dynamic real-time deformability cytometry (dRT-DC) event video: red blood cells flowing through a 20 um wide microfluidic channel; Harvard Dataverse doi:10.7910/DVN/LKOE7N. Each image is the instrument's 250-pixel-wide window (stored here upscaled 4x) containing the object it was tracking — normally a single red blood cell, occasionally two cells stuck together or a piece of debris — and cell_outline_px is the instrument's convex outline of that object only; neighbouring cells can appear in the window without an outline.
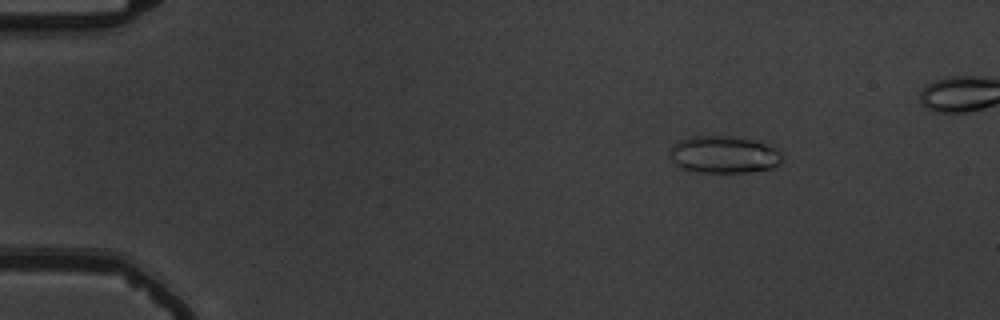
{"species": "common noctule bat (a hibernating species)", "species_latin": "Nyctalus noctula", "temperature_condition": "warm", "stored_images_in_passage": 53, "camera_frame_rate_fps": 3000, "um_per_image_px": 0.085, "animal": {"sex": "male", "body_mass_g": 19.5, "forearm_length_mm": 54.6}, "frame": {"image": 1, "passage_image": 9, "time_ms": 2.667, "image_size_px": [1000, 320], "cell_outline_px": [[784, 160], [780, 164], [772, 168], [748, 172], [700, 172], [680, 168], [672, 160], [668, 152], [672, 144], [680, 140], [696, 136], [728, 136], [752, 140], [776, 148], [784, 156]], "centroid_in_image_um": [61.53, 13.15], "position_along_channel_um": 23.5, "area_um2": 24.39}}
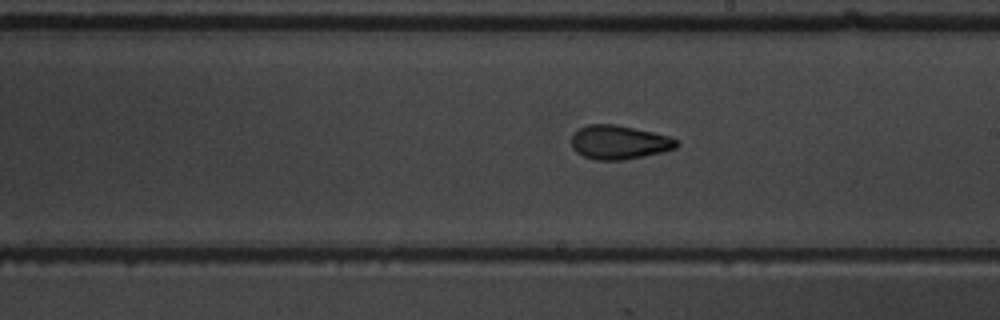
{"frame": {"image": 2, "passage_image": 33, "time_ms": 10.667, "image_size_px": [1000, 320], "cell_outline_px": [[680, 144], [676, 148], [644, 156], [624, 160], [596, 160], [584, 156], [576, 152], [572, 148], [572, 132], [588, 124], [616, 124], [652, 132], [668, 136], [676, 140]], "centroid_in_image_um": [52.59, 12.09], "position_along_channel_um": 236.4, "area_um2": 20.75}}
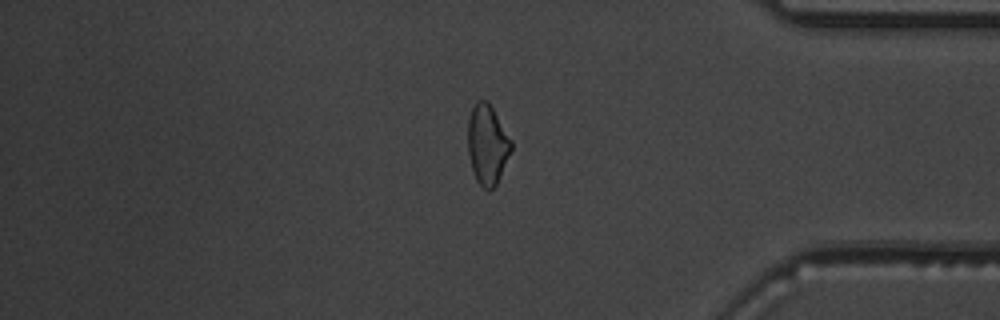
{"frame": {"image": 3, "passage_image": 47, "time_ms": 15.333, "image_size_px": [1000, 320], "cell_outline_px": [[512, 148], [496, 184], [492, 188], [484, 188], [476, 180], [472, 168], [468, 152], [468, 120], [472, 108], [476, 100], [488, 100], [512, 140]], "centroid_in_image_um": [41.42, 12.23], "position_along_channel_um": 393.8, "area_um2": 19.94}}